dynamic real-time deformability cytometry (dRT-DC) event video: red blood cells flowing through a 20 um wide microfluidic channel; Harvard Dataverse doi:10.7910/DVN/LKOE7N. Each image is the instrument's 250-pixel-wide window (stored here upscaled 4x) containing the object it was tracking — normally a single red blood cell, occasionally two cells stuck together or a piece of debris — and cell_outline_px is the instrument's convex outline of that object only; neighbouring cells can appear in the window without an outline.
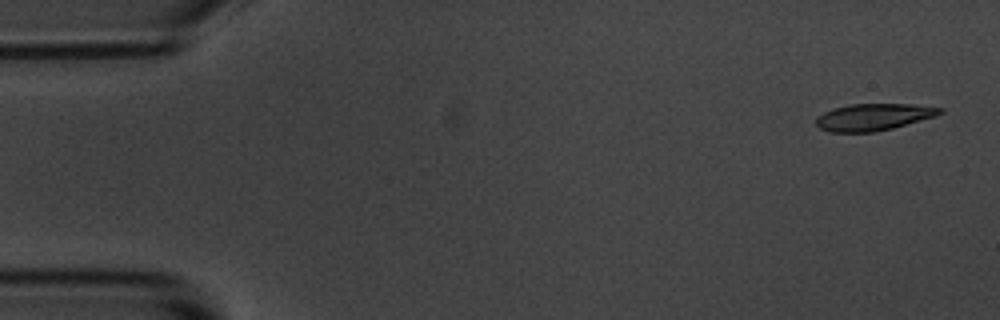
{"species": "common noctule bat (a hibernating species)", "species_latin": "Nyctalus noctula", "temperature_condition": "room temperature", "stored_images_in_passage": 5, "camera_frame_rate_fps": 3000, "um_per_image_px": 0.085, "animal": {"sex": "male", "body_mass_g": 20.1, "forearm_length_mm": 53.5}, "frame": {"image": 1, "passage_image": 1, "time_ms": 0.0, "image_size_px": [1000, 320], "cell_outline_px": [[944, 112], [936, 116], [892, 128], [876, 132], [828, 132], [820, 128], [816, 124], [816, 116], [832, 108], [852, 104], [912, 104], [944, 108]], "centroid_in_image_um": [74.24, 9.94], "position_along_channel_um": 10.8, "area_um2": 19.48}}
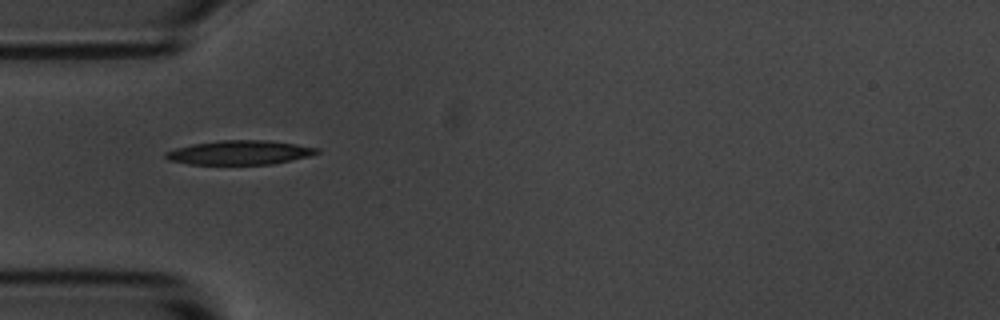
{"frame": {"image": 2, "passage_image": 5, "time_ms": 4.667, "image_size_px": [1000, 320], "cell_outline_px": [[320, 152], [308, 156], [292, 160], [272, 164], [188, 164], [168, 160], [164, 156], [164, 152], [176, 148], [192, 144], [220, 140], [272, 140], [320, 148]], "centroid_in_image_um": [20.37, 12.96], "position_along_channel_um": 64.6, "area_um2": 21.39}}